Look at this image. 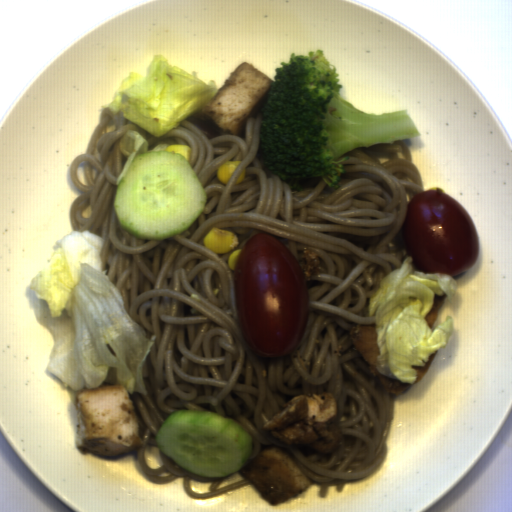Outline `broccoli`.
<instances>
[{
  "label": "broccoli",
  "mask_w": 512,
  "mask_h": 512,
  "mask_svg": "<svg viewBox=\"0 0 512 512\" xmlns=\"http://www.w3.org/2000/svg\"><path fill=\"white\" fill-rule=\"evenodd\" d=\"M418 137L407 110L373 116L350 103L337 65L319 48L293 53L275 70L258 146L265 167L290 190L316 183L338 190L349 151Z\"/></svg>",
  "instance_id": "1"
}]
</instances>
